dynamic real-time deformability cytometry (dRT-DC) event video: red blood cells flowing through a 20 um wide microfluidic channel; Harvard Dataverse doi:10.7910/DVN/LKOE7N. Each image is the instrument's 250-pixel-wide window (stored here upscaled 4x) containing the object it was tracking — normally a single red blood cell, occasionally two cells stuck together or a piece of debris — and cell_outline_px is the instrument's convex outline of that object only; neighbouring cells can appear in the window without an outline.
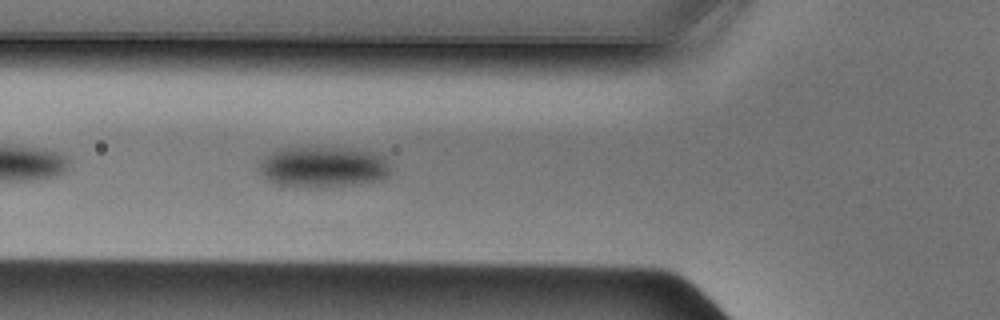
{"species": "Egyptian fruit bat (a non-hibernating species)", "species_latin": "Rousettus aegyptiacus", "temperature_condition": "cold", "stored_images_in_passage": 20, "camera_frame_rate_fps": 3000, "um_per_image_px": 0.085, "animal": {"sex": "male"}, "frame": {"image": 1, "passage_image": 5, "time_ms": 1.333, "image_size_px": [1000, 320], "cell_outline_px": [[392, 172], [384, 180], [360, 184], [288, 184], [272, 180], [264, 176], [260, 172], [260, 160], [264, 156], [280, 148], [356, 148], [372, 152], [384, 156]], "centroid_in_image_um": [27.58, 14.13], "position_along_channel_um": 98.2, "area_um2": 30.23}}
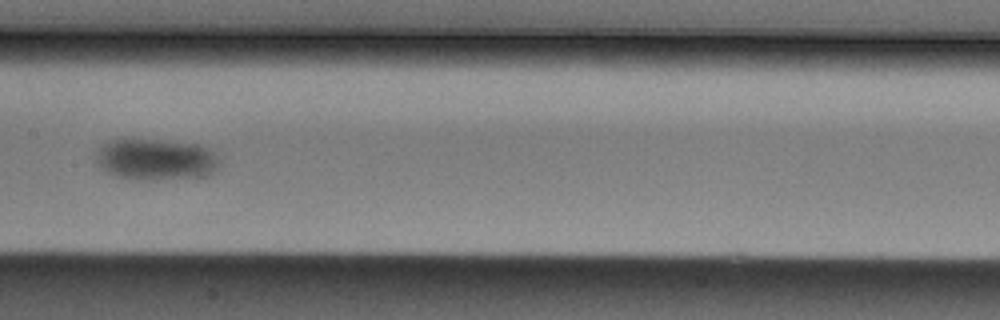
{"frame": {"image": 2, "passage_image": 12, "time_ms": 3.667, "image_size_px": [1000, 320], "cell_outline_px": [[220, 164], [208, 176], [156, 180], [148, 180], [116, 176], [100, 168], [96, 160], [96, 148], [108, 140], [160, 140], [188, 144], [208, 148], [216, 152], [220, 160]], "centroid_in_image_um": [13.24, 13.56], "position_along_channel_um": 194.2, "area_um2": 29.71}}
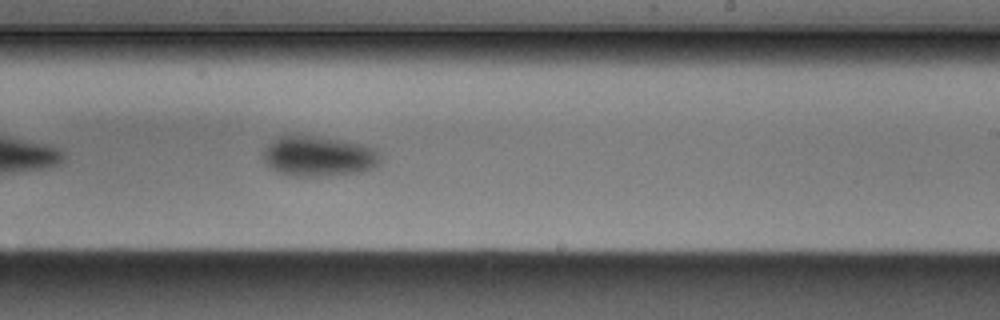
{"frame": {"image": 3, "passage_image": 17, "time_ms": 5.333, "image_size_px": [1000, 320], "cell_outline_px": [[380, 164], [372, 168], [360, 172], [332, 176], [292, 176], [280, 172], [272, 168], [264, 160], [264, 148], [272, 140], [280, 136], [300, 132], [364, 144], [376, 148], [380, 156]], "centroid_in_image_um": [27.1, 13.24], "position_along_channel_um": 261.9, "area_um2": 28.26}}